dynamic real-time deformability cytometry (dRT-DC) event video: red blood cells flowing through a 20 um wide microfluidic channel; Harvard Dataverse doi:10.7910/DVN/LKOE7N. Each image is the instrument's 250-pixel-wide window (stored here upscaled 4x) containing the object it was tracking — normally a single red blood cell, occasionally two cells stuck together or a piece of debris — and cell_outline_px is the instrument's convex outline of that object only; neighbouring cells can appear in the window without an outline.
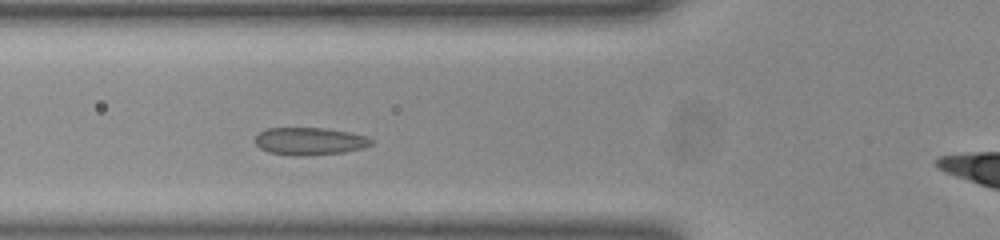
{"species": "common noctule bat (a hibernating species)", "species_latin": "Nyctalus noctula", "temperature_condition": "room temperature", "stored_images_in_passage": 30, "camera_frame_rate_fps": 3000, "um_per_image_px": 0.085, "animal": {"sex": "female", "body_mass_g": 23.0, "forearm_length_mm": 53.4}, "frame": {"image": 1, "passage_image": 7, "time_ms": 2.0, "image_size_px": [1000, 240], "cell_outline_px": [[372, 144], [360, 148], [344, 152], [308, 156], [292, 156], [268, 152], [260, 148], [256, 144], [256, 136], [260, 132], [268, 128], [320, 128], [344, 132], [364, 136], [372, 140]], "centroid_in_image_um": [26.25, 12.02], "position_along_channel_um": 99.5, "area_um2": 18.32}}
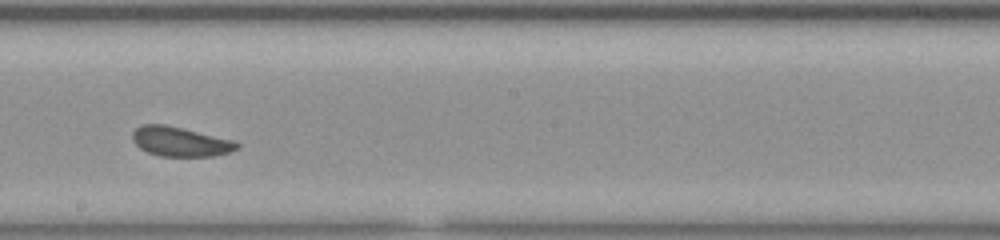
{"frame": {"image": 2, "passage_image": 17, "time_ms": 5.333, "image_size_px": [1000, 240], "cell_outline_px": [[240, 144], [236, 148], [228, 152], [216, 156], [160, 156], [148, 152], [140, 148], [132, 140], [132, 132], [136, 128], [144, 124], [164, 124], [232, 140]], "centroid_in_image_um": [15.27, 12.04], "position_along_channel_um": 232.9, "area_um2": 17.69}}
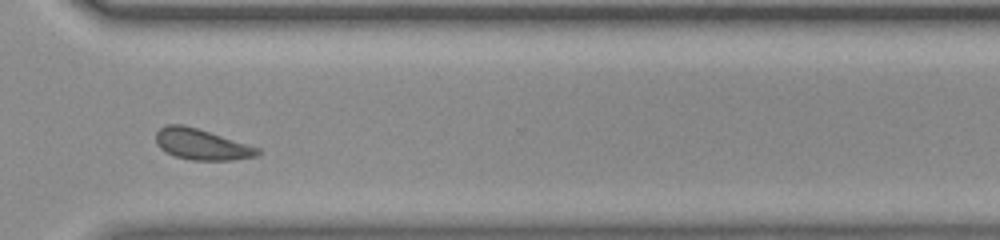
{"frame": {"image": 3, "passage_image": 26, "time_ms": 8.333, "image_size_px": [1000, 240], "cell_outline_px": [[260, 152], [256, 156], [232, 160], [192, 160], [176, 156], [160, 148], [156, 140], [156, 132], [160, 128], [168, 124], [180, 124], [196, 128], [260, 148]], "centroid_in_image_um": [17.13, 12.27], "position_along_channel_um": 353.5, "area_um2": 17.92}, "authors_computed_cell_mechanics": {"area_um2": 18.2648, "velocity_mm_per_s": 4.0097, "shape_relaxation_time_tau1_ms": 3.2025, "shape_relaxation_time_tau2_ms": 1.5044, "deformation_change_tau1": 0.0879, "deformation_change_tau2": 0.0773}}